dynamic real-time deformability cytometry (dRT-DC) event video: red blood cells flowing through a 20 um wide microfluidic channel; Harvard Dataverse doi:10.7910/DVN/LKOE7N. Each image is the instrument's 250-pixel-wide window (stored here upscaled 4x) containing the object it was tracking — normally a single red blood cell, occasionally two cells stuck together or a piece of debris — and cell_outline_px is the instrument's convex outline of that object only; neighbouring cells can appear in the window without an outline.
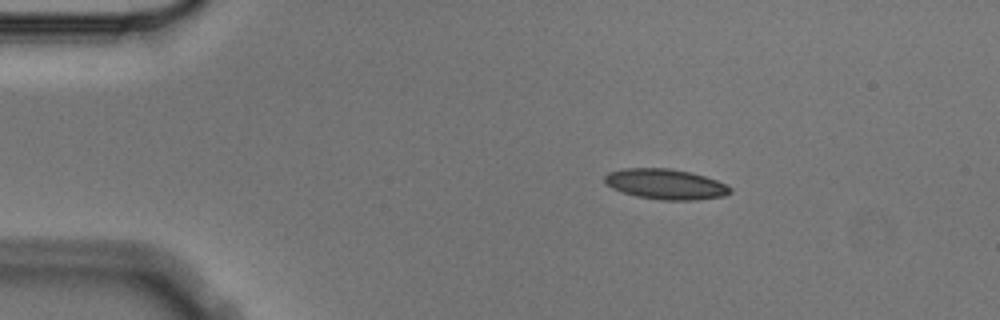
{"species": "Egyptian fruit bat (a non-hibernating species)", "species_latin": "Rousettus aegyptiacus", "temperature_condition": "cold", "stored_images_in_passage": 4, "camera_frame_rate_fps": 3000, "um_per_image_px": 0.085, "animal": {"sex": "male"}, "frame": {"image": 1, "passage_image": 2, "time_ms": 0.333, "image_size_px": [1000, 320], "cell_outline_px": [[732, 192], [724, 196], [696, 200], [660, 200], [636, 196], [612, 188], [604, 184], [604, 176], [608, 172], [624, 168], [668, 168], [692, 172], [716, 180], [732, 188]], "centroid_in_image_um": [56.56, 15.65], "position_along_channel_um": 28.4, "area_um2": 22.31}}
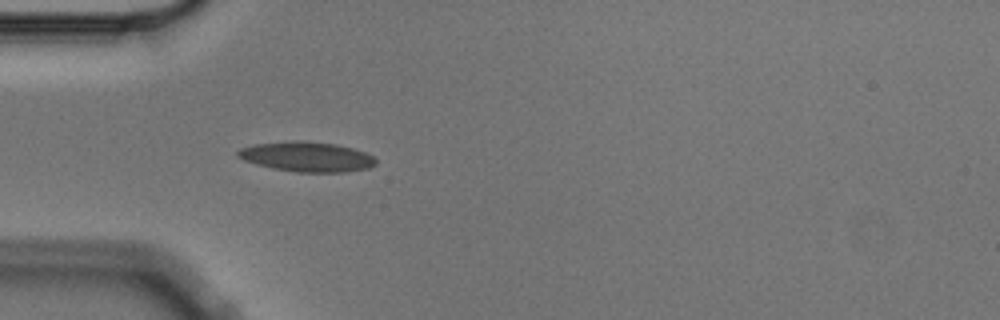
{"frame": {"image": 2, "passage_image": 4, "time_ms": 1.0, "image_size_px": [1000, 320], "cell_outline_px": [[376, 164], [368, 168], [344, 172], [296, 172], [272, 168], [256, 164], [244, 160], [236, 156], [236, 152], [240, 148], [252, 144], [292, 140], [304, 140], [336, 144], [352, 148], [364, 152], [372, 156], [376, 160]], "centroid_in_image_um": [26.04, 13.31], "position_along_channel_um": 59.0, "area_um2": 24.22}}